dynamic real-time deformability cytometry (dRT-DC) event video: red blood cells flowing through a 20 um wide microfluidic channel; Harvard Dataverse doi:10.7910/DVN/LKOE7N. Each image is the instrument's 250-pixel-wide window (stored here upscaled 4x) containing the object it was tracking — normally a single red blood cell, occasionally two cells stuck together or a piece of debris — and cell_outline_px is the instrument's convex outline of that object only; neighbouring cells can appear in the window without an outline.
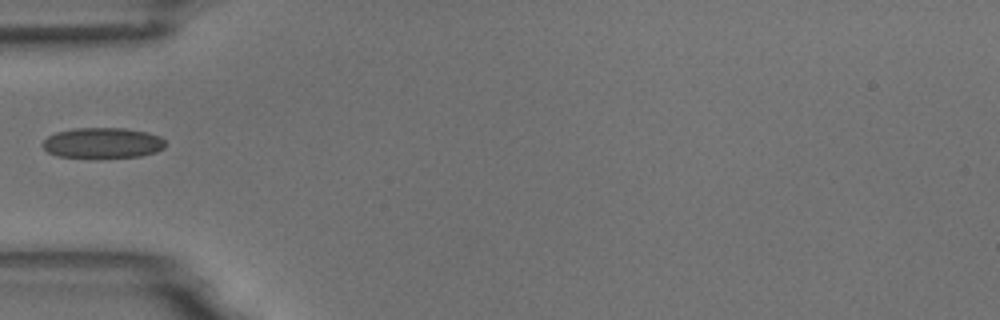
{"species": "common noctule bat (a hibernating species)", "species_latin": "Nyctalus noctula", "temperature_condition": "room temperature", "stored_images_in_passage": 2, "camera_frame_rate_fps": 3000, "um_per_image_px": 0.085, "animal": {"sex": "male", "body_mass_g": 18.8}, "frame": {"image": 1, "passage_image": 1, "time_ms": 0.0, "image_size_px": [1000, 320], "cell_outline_px": [[164, 148], [156, 152], [140, 156], [100, 160], [56, 156], [48, 152], [40, 144], [48, 136], [56, 132], [76, 128], [124, 128], [148, 132], [160, 136], [164, 140]], "centroid_in_image_um": [8.7, 12.19], "position_along_channel_um": 76.3, "area_um2": 22.66}}